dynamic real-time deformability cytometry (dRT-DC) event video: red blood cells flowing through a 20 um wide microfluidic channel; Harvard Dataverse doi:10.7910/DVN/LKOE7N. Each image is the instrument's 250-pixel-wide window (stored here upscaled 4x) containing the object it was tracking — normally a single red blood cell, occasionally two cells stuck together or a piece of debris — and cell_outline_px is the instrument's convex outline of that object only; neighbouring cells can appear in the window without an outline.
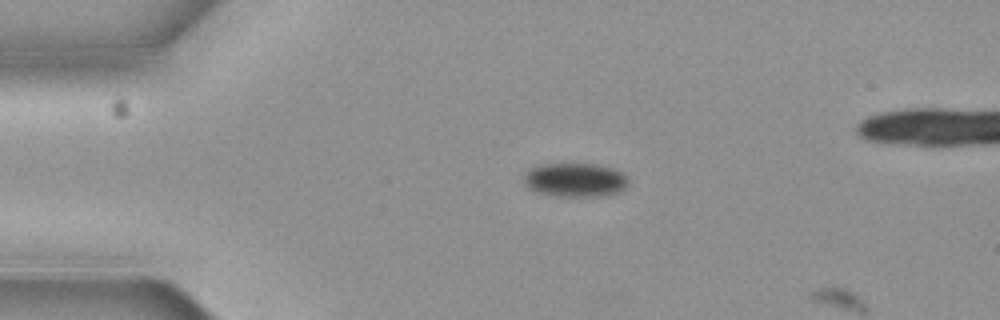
{"species": "common noctule bat (a hibernating species)", "species_latin": "Nyctalus noctula", "temperature_condition": "cold", "stored_images_in_passage": 4, "camera_frame_rate_fps": 3000, "um_per_image_px": 0.085, "animal": {"sex": "female", "body_mass_g": 19.3, "forearm_length_mm": 54.1}, "frame": {"image": 1, "passage_image": 3, "time_ms": 0.667, "image_size_px": [1000, 320], "cell_outline_px": [[628, 184], [620, 192], [600, 196], [556, 196], [536, 192], [528, 188], [524, 184], [524, 172], [528, 168], [540, 164], [596, 164], [616, 168], [628, 176]], "centroid_in_image_um": [48.88, 15.28], "position_along_channel_um": 36.1, "area_um2": 21.04}}